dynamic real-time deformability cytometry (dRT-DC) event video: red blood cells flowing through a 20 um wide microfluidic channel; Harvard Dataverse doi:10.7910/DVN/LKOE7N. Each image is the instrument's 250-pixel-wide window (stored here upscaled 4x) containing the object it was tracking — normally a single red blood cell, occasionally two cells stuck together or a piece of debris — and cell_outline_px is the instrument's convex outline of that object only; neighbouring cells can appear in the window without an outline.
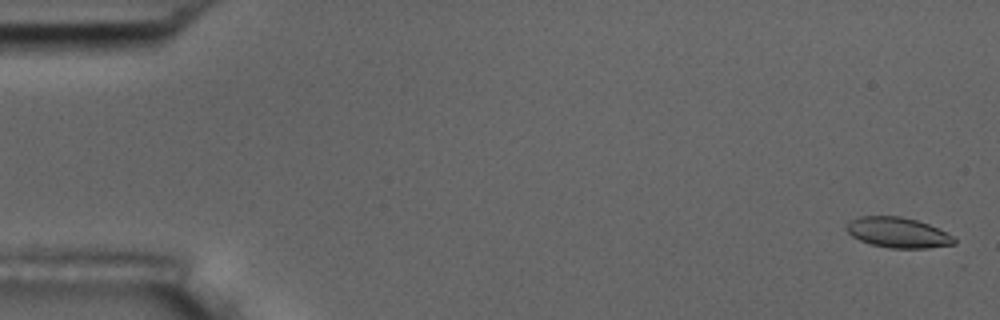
{"species": "common noctule bat (a hibernating species)", "species_latin": "Nyctalus noctula", "temperature_condition": "room temperature", "stored_images_in_passage": 5, "camera_frame_rate_fps": 3000, "um_per_image_px": 0.085, "animal": {"sex": "male", "body_mass_g": 17.5, "forearm_length_mm": 52.3}, "frame": {"image": 1, "passage_image": 1, "time_ms": 0.0, "image_size_px": [1000, 320], "cell_outline_px": [[956, 244], [928, 248], [892, 248], [872, 244], [860, 240], [852, 236], [844, 228], [852, 220], [860, 216], [900, 216], [916, 220], [928, 224], [952, 236], [956, 240]], "centroid_in_image_um": [76.31, 19.77], "position_along_channel_um": 8.7, "area_um2": 18.79}}
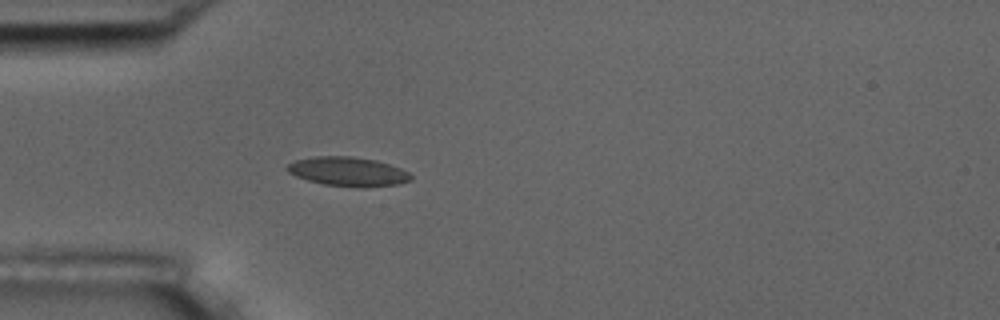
{"frame": {"image": 2, "passage_image": 5, "time_ms": 5.0, "image_size_px": [1000, 320], "cell_outline_px": [[412, 180], [396, 184], [364, 188], [324, 184], [308, 180], [296, 176], [288, 172], [284, 168], [288, 164], [296, 160], [316, 156], [352, 156], [376, 160], [400, 168], [408, 172], [412, 176]], "centroid_in_image_um": [29.57, 14.58], "position_along_channel_um": 55.4, "area_um2": 20.98}}